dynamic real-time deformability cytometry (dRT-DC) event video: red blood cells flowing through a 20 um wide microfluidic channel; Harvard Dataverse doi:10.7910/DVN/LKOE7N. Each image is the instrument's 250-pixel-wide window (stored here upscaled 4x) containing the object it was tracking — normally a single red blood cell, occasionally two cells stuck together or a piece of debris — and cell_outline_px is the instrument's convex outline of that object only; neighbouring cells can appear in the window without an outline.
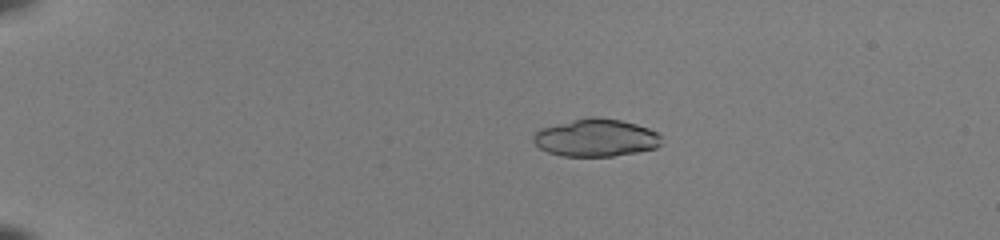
{"species": "common noctule bat (a hibernating species)", "species_latin": "Nyctalus noctula", "temperature_condition": "room temperature", "stored_images_in_passage": 41, "camera_frame_rate_fps": 3000, "um_per_image_px": 0.085, "animal": {"sex": "female", "body_mass_g": 22.0, "forearm_length_mm": 56.7}, "frame": {"image": 1, "passage_image": 1, "time_ms": 0.0, "image_size_px": [1000, 240], "cell_outline_px": [[660, 144], [656, 148], [636, 152], [612, 156], [564, 156], [548, 152], [540, 148], [532, 140], [532, 136], [540, 128], [588, 116], [596, 116], [620, 120], [636, 124], [660, 132]], "centroid_in_image_um": [50.65, 11.7], "position_along_channel_um": 34.4, "area_um2": 28.09}}
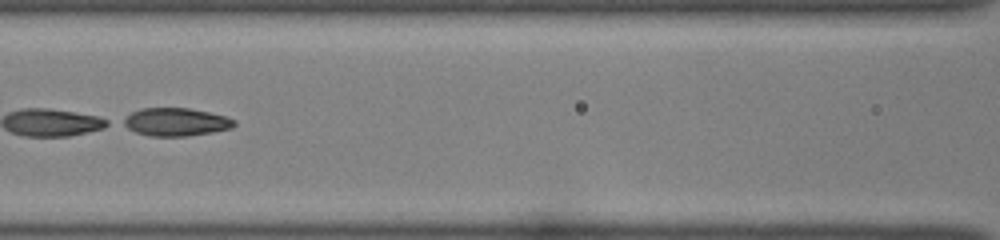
{"frame": {"image": 2, "passage_image": 16, "time_ms": 5.0, "image_size_px": [1000, 240], "cell_outline_px": [[236, 124], [232, 128], [212, 132], [188, 136], [148, 136], [136, 132], [120, 124], [120, 120], [132, 112], [140, 108], [188, 108], [208, 112], [224, 116], [236, 120]], "centroid_in_image_um": [14.91, 10.37], "position_along_channel_um": 151.7, "area_um2": 18.21}, "authors_computed_cell_mechanics": {"area_um2": 29.0734, "velocity_mm_per_s": 4.0879, "shape_relaxation_time_tau1_ms": 1.8649, "shape_relaxation_time_tau2_ms": 0.7452, "deformation_change_tau1": 0.3302, "deformation_change_tau2": 0.0705}}